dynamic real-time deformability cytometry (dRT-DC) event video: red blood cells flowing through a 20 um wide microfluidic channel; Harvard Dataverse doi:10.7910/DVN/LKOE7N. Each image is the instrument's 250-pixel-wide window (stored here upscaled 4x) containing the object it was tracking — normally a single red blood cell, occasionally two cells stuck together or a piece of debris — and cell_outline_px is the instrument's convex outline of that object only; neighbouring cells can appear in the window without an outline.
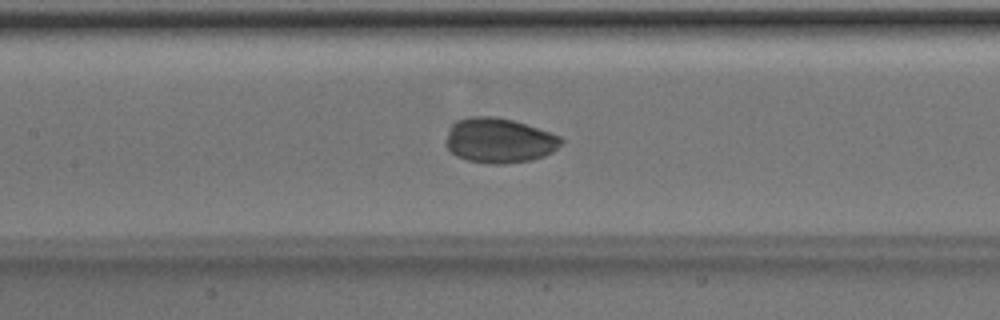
{"species": "Egyptian fruit bat (a non-hibernating species)", "species_latin": "Rousettus aegyptiacus", "temperature_condition": "room temperature", "stored_images_in_passage": 51, "camera_frame_rate_fps": 3000, "um_per_image_px": 0.085, "animal": {"sex": "male"}, "frame": {"image": 1, "passage_image": 24, "time_ms": 7.667, "image_size_px": [1000, 320], "cell_outline_px": [[564, 140], [552, 152], [544, 156], [532, 160], [504, 164], [492, 164], [468, 160], [456, 156], [444, 144], [448, 132], [452, 124], [456, 120], [472, 116], [496, 116], [512, 120], [560, 136]], "centroid_in_image_um": [42.4, 11.94], "position_along_channel_um": 165.0, "area_um2": 30.06}}
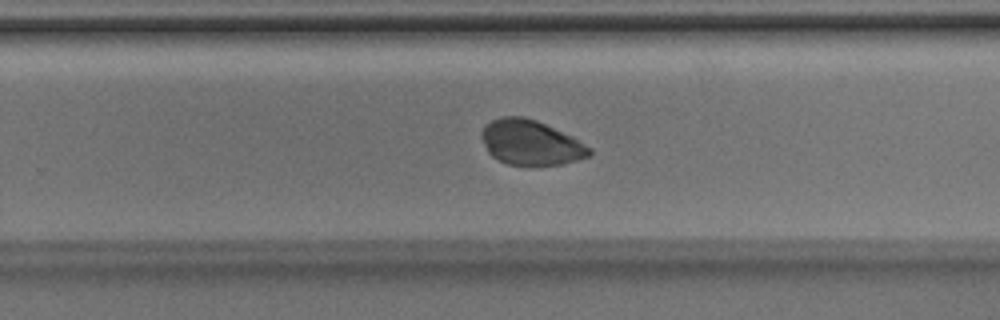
{"frame": {"image": 2, "passage_image": 33, "time_ms": 10.667, "image_size_px": [1000, 320], "cell_outline_px": [[592, 156], [560, 164], [508, 164], [492, 156], [488, 152], [480, 136], [480, 132], [484, 124], [500, 116], [524, 116], [536, 120], [572, 136], [592, 148]], "centroid_in_image_um": [45.1, 12.09], "position_along_channel_um": 284.7, "area_um2": 28.15}}
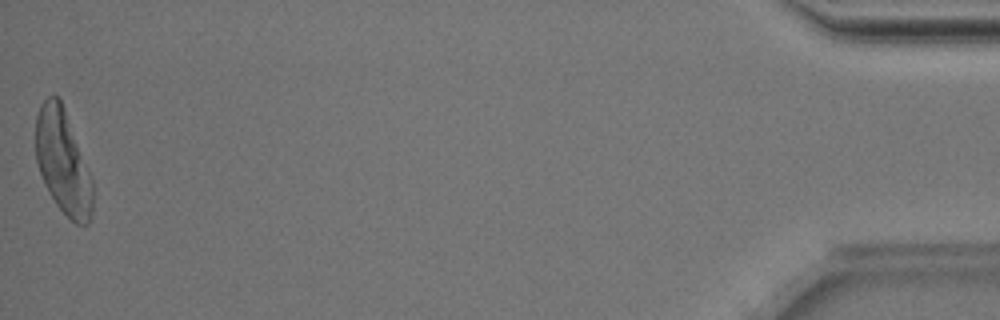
{"frame": {"image": 3, "passage_image": 51, "time_ms": 16.667, "image_size_px": [1000, 320], "cell_outline_px": [[92, 212], [88, 224], [76, 224], [56, 204], [44, 184], [36, 160], [36, 116], [40, 104], [48, 96], [60, 96], [92, 180]], "centroid_in_image_um": [5.33, 13.74], "position_along_channel_um": 429.9, "area_um2": 34.22}}